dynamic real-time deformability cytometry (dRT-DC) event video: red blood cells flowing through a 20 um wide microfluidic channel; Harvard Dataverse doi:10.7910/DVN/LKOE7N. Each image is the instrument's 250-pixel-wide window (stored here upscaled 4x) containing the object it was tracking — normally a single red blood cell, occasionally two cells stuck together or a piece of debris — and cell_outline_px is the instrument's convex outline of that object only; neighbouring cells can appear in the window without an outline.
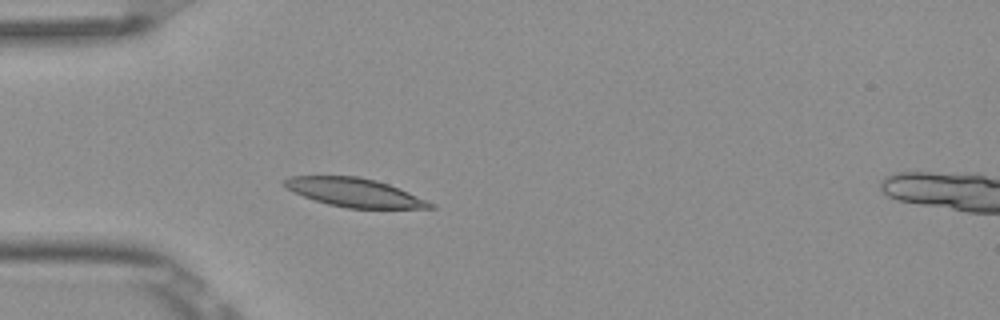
{"species": "Egyptian fruit bat (a non-hibernating species)", "species_latin": "Rousettus aegyptiacus", "temperature_condition": "room temperature", "stored_images_in_passage": 2, "camera_frame_rate_fps": 3000, "um_per_image_px": 0.085, "frame": {"image": 1, "passage_image": 1, "time_ms": 0.0, "image_size_px": [1000, 320], "cell_outline_px": [[436, 208], [348, 208], [328, 204], [292, 192], [284, 188], [280, 184], [280, 180], [288, 176], [360, 176], [376, 180], [388, 184], [408, 192], [436, 204]], "centroid_in_image_um": [30.06, 16.35], "position_along_channel_um": 54.9, "area_um2": 24.45}}